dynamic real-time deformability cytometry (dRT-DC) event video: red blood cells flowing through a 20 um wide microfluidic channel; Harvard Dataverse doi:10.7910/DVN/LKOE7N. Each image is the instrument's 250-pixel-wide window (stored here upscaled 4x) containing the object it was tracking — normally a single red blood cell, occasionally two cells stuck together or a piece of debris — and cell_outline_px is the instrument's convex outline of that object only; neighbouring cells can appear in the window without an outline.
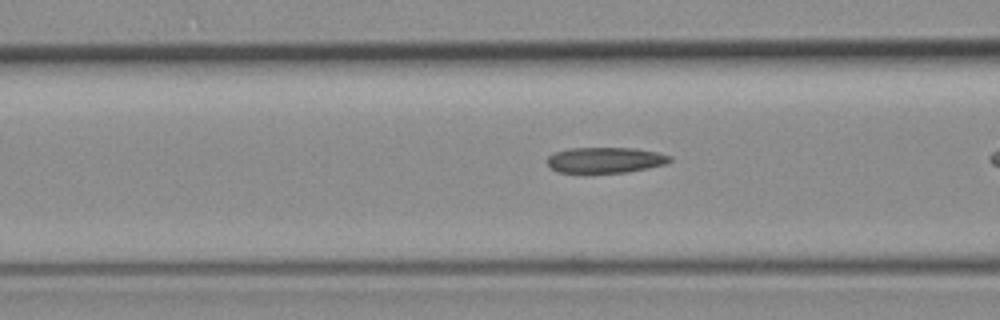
{"species": "common noctule bat (a hibernating species)", "species_latin": "Nyctalus noctula", "temperature_condition": "room temperature", "stored_images_in_passage": 33, "camera_frame_rate_fps": 3000, "um_per_image_px": 0.085, "animal": {"sex": "female", "body_mass_g": 19.3, "forearm_length_mm": 54.1}, "frame": {"image": 1, "passage_image": 12, "time_ms": 3.667, "image_size_px": [1000, 320], "cell_outline_px": [[672, 160], [664, 164], [648, 168], [628, 172], [584, 176], [556, 172], [544, 160], [548, 156], [556, 152], [568, 148], [636, 148], [660, 152], [672, 156]], "centroid_in_image_um": [51.39, 13.65], "position_along_channel_um": 115.2, "area_um2": 19.48}}
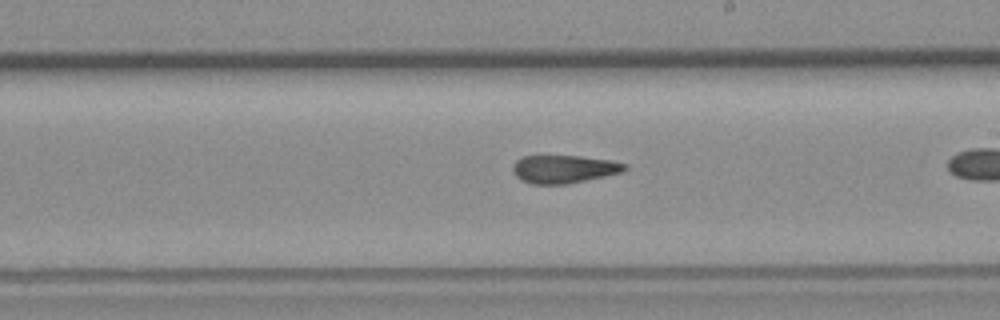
{"frame": {"image": 2, "passage_image": 22, "time_ms": 7.0, "image_size_px": [1000, 320], "cell_outline_px": [[628, 168], [624, 172], [568, 184], [532, 184], [520, 180], [512, 172], [512, 164], [516, 160], [524, 156], [580, 156], [612, 160], [628, 164]], "centroid_in_image_um": [47.95, 14.37], "position_along_channel_um": 241.1, "area_um2": 18.55}}
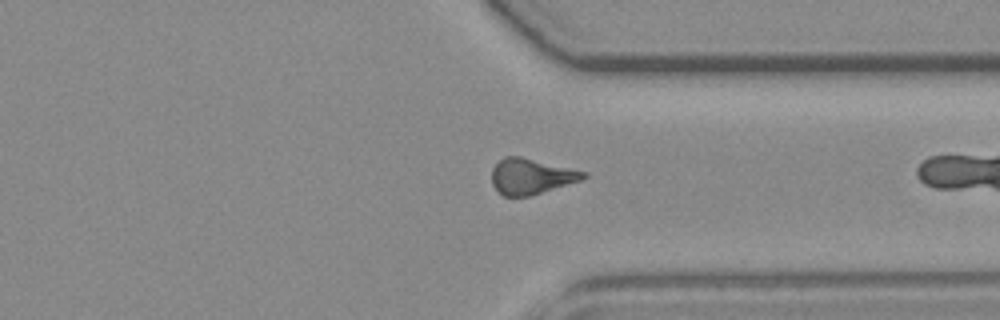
{"frame": {"image": 3, "passage_image": 32, "time_ms": 10.333, "image_size_px": [1000, 320], "cell_outline_px": [[588, 176], [580, 180], [528, 196], [504, 196], [492, 184], [492, 168], [504, 156], [520, 156], [588, 172]], "centroid_in_image_um": [45.14, 14.97], "position_along_channel_um": 366.3, "area_um2": 18.73}}